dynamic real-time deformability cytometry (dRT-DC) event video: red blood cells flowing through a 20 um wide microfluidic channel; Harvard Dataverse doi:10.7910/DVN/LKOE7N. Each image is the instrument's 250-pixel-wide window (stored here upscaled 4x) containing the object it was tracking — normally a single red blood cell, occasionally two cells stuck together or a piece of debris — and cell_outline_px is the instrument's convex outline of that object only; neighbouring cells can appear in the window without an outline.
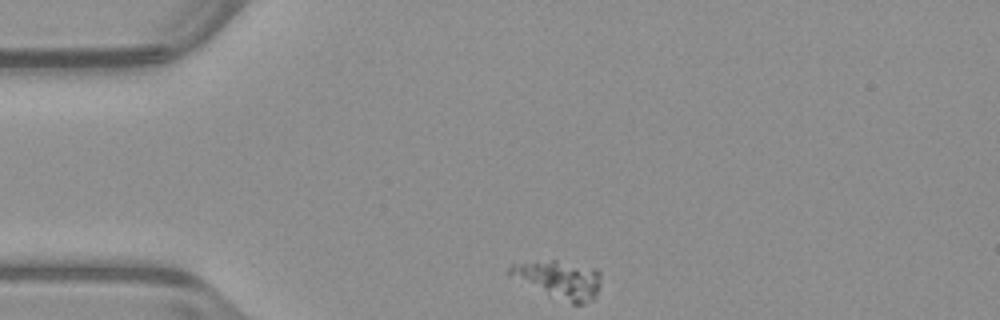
{"species": "common noctule bat (a hibernating species)", "species_latin": "Nyctalus noctula", "temperature_condition": "warm", "stored_images_in_passage": 36, "camera_frame_rate_fps": 3000, "um_per_image_px": 0.085, "animal": {"sex": "male", "body_mass_g": 23.1, "forearm_length_mm": 52.7}, "frame": {"image": 1, "passage_image": 1, "time_ms": 0.0, "image_size_px": [1000, 320], "cell_outline_px": [[600, 284], [596, 296], [592, 300], [584, 304], [572, 304], [548, 296], [508, 276], [508, 268], [512, 264], [552, 260], [556, 260], [596, 268], [600, 272]], "centroid_in_image_um": [47.52, 23.78], "position_along_channel_um": 37.5, "area_um2": 20.46}}
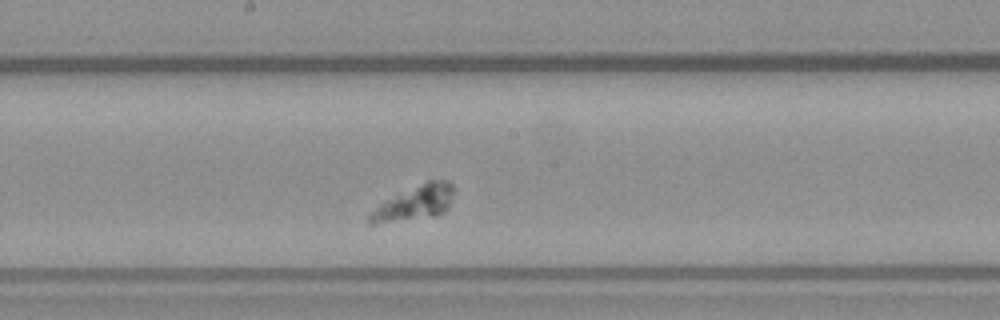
{"frame": {"image": 2, "passage_image": 18, "time_ms": 5.667, "image_size_px": [1000, 320], "cell_outline_px": [[452, 196], [444, 212], [436, 216], [372, 224], [368, 224], [368, 212], [384, 200], [428, 180], [448, 180], [452, 184]], "centroid_in_image_um": [35.19, 17.26], "position_along_channel_um": 213.0, "area_um2": 16.88}}
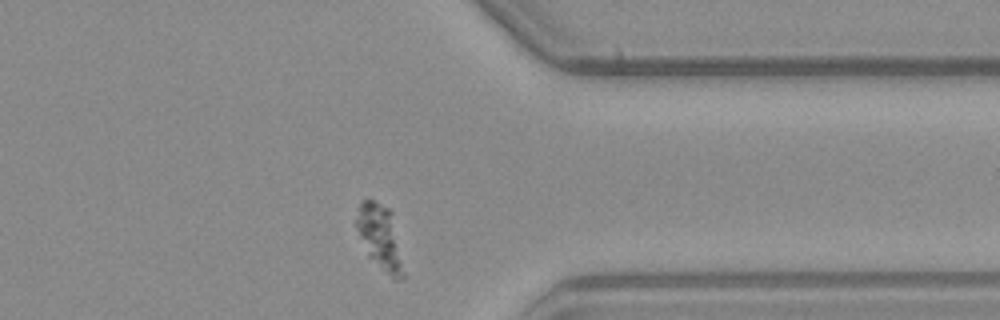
{"frame": {"image": 3, "passage_image": 32, "time_ms": 10.333, "image_size_px": [1000, 320], "cell_outline_px": [[404, 276], [400, 280], [392, 280], [368, 256], [356, 228], [356, 220], [360, 200], [372, 200], [388, 208], [392, 212]], "centroid_in_image_um": [32.28, 20.18], "position_along_channel_um": 379.1, "area_um2": 17.46}}